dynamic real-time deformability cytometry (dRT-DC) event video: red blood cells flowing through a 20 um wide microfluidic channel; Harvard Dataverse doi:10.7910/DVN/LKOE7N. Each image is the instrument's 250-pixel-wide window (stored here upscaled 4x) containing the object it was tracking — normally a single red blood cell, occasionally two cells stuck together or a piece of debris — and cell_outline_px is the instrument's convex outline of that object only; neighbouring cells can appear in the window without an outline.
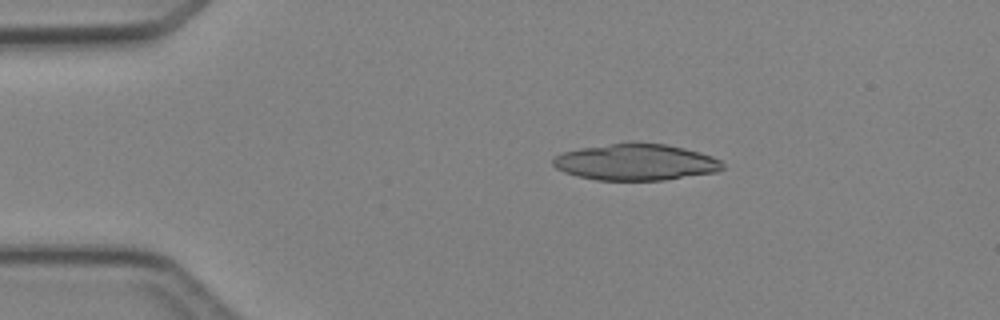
{"species": "Egyptian fruit bat (a non-hibernating species)", "species_latin": "Rousettus aegyptiacus", "temperature_condition": "cold", "stored_images_in_passage": 4, "camera_frame_rate_fps": 3000, "um_per_image_px": 0.085, "animal": {"sex": "female"}, "frame": {"image": 1, "passage_image": 3, "time_ms": 2.333, "image_size_px": [1000, 320], "cell_outline_px": [[724, 168], [716, 172], [664, 180], [596, 180], [564, 172], [556, 168], [552, 164], [552, 160], [556, 156], [564, 152], [580, 148], [636, 140], [668, 144], [700, 152], [712, 156], [720, 160], [724, 164]], "centroid_in_image_um": [54.07, 13.76], "position_along_channel_um": 30.9, "area_um2": 36.41}}